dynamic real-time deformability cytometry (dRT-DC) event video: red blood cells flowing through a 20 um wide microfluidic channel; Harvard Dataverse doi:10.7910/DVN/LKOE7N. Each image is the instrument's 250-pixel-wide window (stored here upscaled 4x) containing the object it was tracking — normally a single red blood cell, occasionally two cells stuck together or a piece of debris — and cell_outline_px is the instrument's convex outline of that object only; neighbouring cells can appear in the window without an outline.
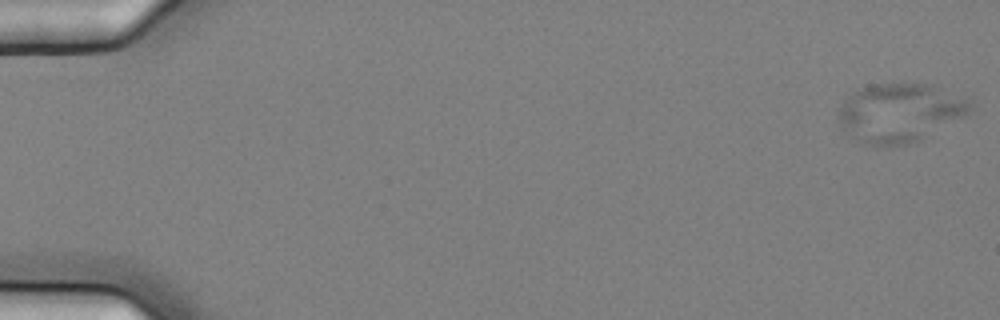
{"species": "common noctule bat (a hibernating species)", "species_latin": "Nyctalus noctula", "temperature_condition": "cold", "stored_images_in_passage": 57, "camera_frame_rate_fps": 3000, "um_per_image_px": 0.085, "animal": {"sex": "female", "body_mass_g": 25.1}, "frame": {"image": 1, "passage_image": 1, "time_ms": 0.0, "image_size_px": [1000, 320], "cell_outline_px": [[972, 108], [964, 116], [920, 140], [904, 144], [884, 148], [860, 144], [848, 136], [844, 132], [836, 120], [840, 108], [844, 100], [856, 88], [868, 84], [924, 84], [964, 96], [972, 100]], "centroid_in_image_um": [76.4, 9.61], "position_along_channel_um": 8.6, "area_um2": 45.72}}
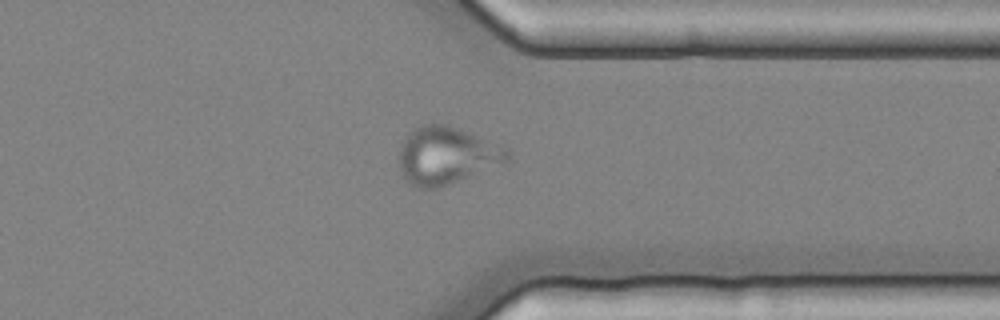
{"frame": {"image": 2, "passage_image": 45, "time_ms": 14.667, "image_size_px": [1000, 320], "cell_outline_px": [[512, 152], [508, 160], [504, 164], [448, 184], [436, 188], [416, 188], [404, 176], [400, 168], [400, 144], [408, 132], [420, 124], [448, 124], [508, 148]], "centroid_in_image_um": [37.97, 13.2], "position_along_channel_um": 373.4, "area_um2": 36.18}}
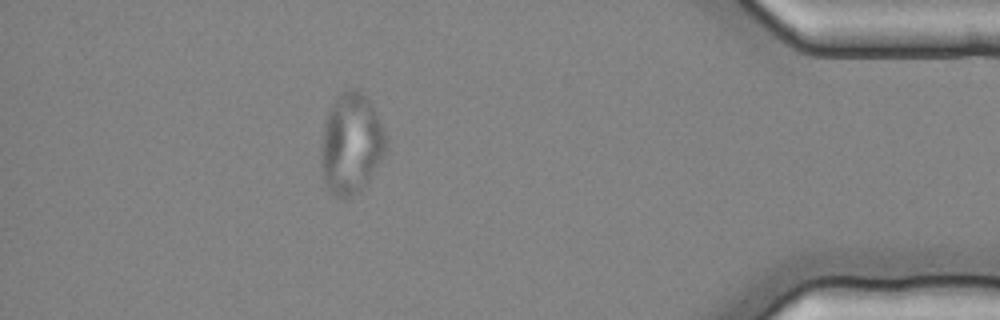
{"frame": {"image": 3, "passage_image": 51, "time_ms": 16.667, "image_size_px": [1000, 320], "cell_outline_px": [[388, 148], [368, 180], [356, 192], [344, 200], [328, 192], [324, 180], [320, 160], [320, 144], [324, 120], [332, 104], [348, 88], [356, 88], [372, 104], [384, 128], [388, 140]], "centroid_in_image_um": [29.83, 12.22], "position_along_channel_um": 405.4, "area_um2": 38.26}}